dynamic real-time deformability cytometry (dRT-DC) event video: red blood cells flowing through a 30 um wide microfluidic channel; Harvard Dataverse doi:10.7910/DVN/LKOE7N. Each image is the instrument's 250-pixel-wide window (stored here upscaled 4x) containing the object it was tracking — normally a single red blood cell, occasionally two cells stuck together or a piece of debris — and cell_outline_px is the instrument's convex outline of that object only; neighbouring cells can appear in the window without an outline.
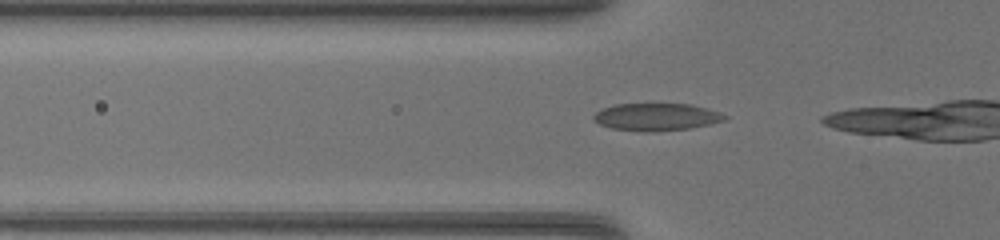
{"species": "common noctule bat (a hibernating species)", "species_latin": "Nyctalus noctula", "temperature_condition": "warm", "stored_images_in_passage": 6, "camera_frame_rate_fps": 3000, "um_per_image_px": 0.085, "animal": {"sex": "female", "body_mass_g": 17.0, "forearm_length_mm": 48.0}, "frame": {"image": 1, "passage_image": 2, "time_ms": 0.333, "image_size_px": [1000, 240], "cell_outline_px": [[728, 116], [724, 120], [708, 124], [688, 128], [656, 132], [644, 132], [612, 128], [600, 124], [592, 120], [592, 116], [596, 112], [604, 108], [616, 104], [692, 104], [720, 112]], "centroid_in_image_um": [55.77, 9.94], "position_along_channel_um": 70.0, "area_um2": 20.87}}
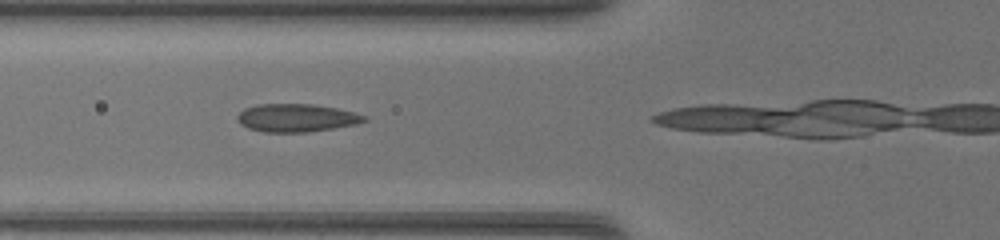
{"frame": {"image": 2, "passage_image": 4, "time_ms": 1.0, "image_size_px": [1000, 240], "cell_outline_px": [[368, 120], [356, 124], [308, 132], [264, 132], [248, 128], [240, 124], [236, 120], [236, 116], [244, 108], [256, 104], [312, 104], [336, 108], [368, 116]], "centroid_in_image_um": [25.17, 10.01], "position_along_channel_um": 100.6, "area_um2": 20.75}}